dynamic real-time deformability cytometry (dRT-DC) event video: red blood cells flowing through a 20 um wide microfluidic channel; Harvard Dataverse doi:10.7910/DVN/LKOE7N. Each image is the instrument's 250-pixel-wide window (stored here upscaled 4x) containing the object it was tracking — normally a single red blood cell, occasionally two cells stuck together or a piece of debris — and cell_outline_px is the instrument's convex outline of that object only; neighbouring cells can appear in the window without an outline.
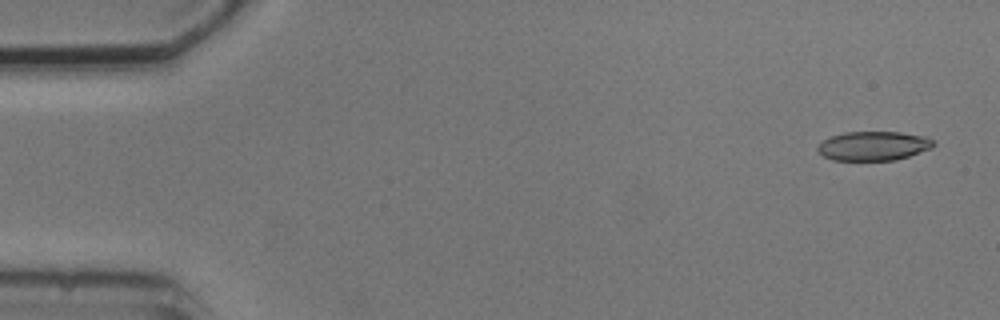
{"species": "common noctule bat (a hibernating species)", "species_latin": "Nyctalus noctula", "temperature_condition": "cold", "stored_images_in_passage": 4, "camera_frame_rate_fps": 3000, "um_per_image_px": 0.085, "animal": {"sex": "male", "body_mass_g": 20.5, "forearm_length_mm": 52.5}, "frame": {"image": 1, "passage_image": 1, "time_ms": 0.0, "image_size_px": [1000, 320], "cell_outline_px": [[936, 144], [932, 148], [896, 160], [832, 160], [816, 152], [816, 148], [824, 140], [832, 136], [844, 132], [900, 132], [924, 136], [932, 140]], "centroid_in_image_um": [74.23, 12.4], "position_along_channel_um": 10.8, "area_um2": 19.65}}